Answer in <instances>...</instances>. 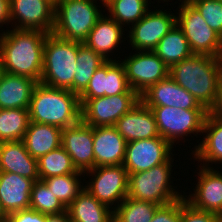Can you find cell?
<instances>
[{"instance_id": "24", "label": "cell", "mask_w": 222, "mask_h": 222, "mask_svg": "<svg viewBox=\"0 0 222 222\" xmlns=\"http://www.w3.org/2000/svg\"><path fill=\"white\" fill-rule=\"evenodd\" d=\"M122 28L124 27L111 17L102 15L90 30L87 39L83 43L100 54L105 60H112L109 58V52L112 53L121 42L124 32Z\"/></svg>"}, {"instance_id": "34", "label": "cell", "mask_w": 222, "mask_h": 222, "mask_svg": "<svg viewBox=\"0 0 222 222\" xmlns=\"http://www.w3.org/2000/svg\"><path fill=\"white\" fill-rule=\"evenodd\" d=\"M84 173L66 174L43 179L42 181L54 193L55 197L67 208L84 190L78 176Z\"/></svg>"}, {"instance_id": "46", "label": "cell", "mask_w": 222, "mask_h": 222, "mask_svg": "<svg viewBox=\"0 0 222 222\" xmlns=\"http://www.w3.org/2000/svg\"><path fill=\"white\" fill-rule=\"evenodd\" d=\"M0 222H11L10 219L7 217L5 220L0 221Z\"/></svg>"}, {"instance_id": "43", "label": "cell", "mask_w": 222, "mask_h": 222, "mask_svg": "<svg viewBox=\"0 0 222 222\" xmlns=\"http://www.w3.org/2000/svg\"><path fill=\"white\" fill-rule=\"evenodd\" d=\"M8 216L6 215V213L3 211L1 205H0V221H3L7 218Z\"/></svg>"}, {"instance_id": "8", "label": "cell", "mask_w": 222, "mask_h": 222, "mask_svg": "<svg viewBox=\"0 0 222 222\" xmlns=\"http://www.w3.org/2000/svg\"><path fill=\"white\" fill-rule=\"evenodd\" d=\"M79 100L81 120L92 127H106L114 126L119 118L135 107L140 101V96L136 92H125Z\"/></svg>"}, {"instance_id": "1", "label": "cell", "mask_w": 222, "mask_h": 222, "mask_svg": "<svg viewBox=\"0 0 222 222\" xmlns=\"http://www.w3.org/2000/svg\"><path fill=\"white\" fill-rule=\"evenodd\" d=\"M47 33L15 29L0 33V56L4 72L40 82Z\"/></svg>"}, {"instance_id": "21", "label": "cell", "mask_w": 222, "mask_h": 222, "mask_svg": "<svg viewBox=\"0 0 222 222\" xmlns=\"http://www.w3.org/2000/svg\"><path fill=\"white\" fill-rule=\"evenodd\" d=\"M34 181L21 175L0 172V205L10 213L30 208V195Z\"/></svg>"}, {"instance_id": "5", "label": "cell", "mask_w": 222, "mask_h": 222, "mask_svg": "<svg viewBox=\"0 0 222 222\" xmlns=\"http://www.w3.org/2000/svg\"><path fill=\"white\" fill-rule=\"evenodd\" d=\"M95 3L96 0H58L52 33L65 40L83 43L103 15Z\"/></svg>"}, {"instance_id": "32", "label": "cell", "mask_w": 222, "mask_h": 222, "mask_svg": "<svg viewBox=\"0 0 222 222\" xmlns=\"http://www.w3.org/2000/svg\"><path fill=\"white\" fill-rule=\"evenodd\" d=\"M74 173L84 172L76 169L71 157L62 146L38 159V174L41 181L50 177Z\"/></svg>"}, {"instance_id": "9", "label": "cell", "mask_w": 222, "mask_h": 222, "mask_svg": "<svg viewBox=\"0 0 222 222\" xmlns=\"http://www.w3.org/2000/svg\"><path fill=\"white\" fill-rule=\"evenodd\" d=\"M148 108L153 112L160 136L172 146L176 139H182L190 133H203V125L209 113L206 109H181L169 106Z\"/></svg>"}, {"instance_id": "33", "label": "cell", "mask_w": 222, "mask_h": 222, "mask_svg": "<svg viewBox=\"0 0 222 222\" xmlns=\"http://www.w3.org/2000/svg\"><path fill=\"white\" fill-rule=\"evenodd\" d=\"M159 205L126 198L118 207L113 209V222H151Z\"/></svg>"}, {"instance_id": "6", "label": "cell", "mask_w": 222, "mask_h": 222, "mask_svg": "<svg viewBox=\"0 0 222 222\" xmlns=\"http://www.w3.org/2000/svg\"><path fill=\"white\" fill-rule=\"evenodd\" d=\"M172 157L153 168L128 174V198L153 202L159 206L184 198L171 184ZM180 193V194H179Z\"/></svg>"}, {"instance_id": "44", "label": "cell", "mask_w": 222, "mask_h": 222, "mask_svg": "<svg viewBox=\"0 0 222 222\" xmlns=\"http://www.w3.org/2000/svg\"><path fill=\"white\" fill-rule=\"evenodd\" d=\"M3 73H4V69H3L2 59L0 56V78L2 77Z\"/></svg>"}, {"instance_id": "47", "label": "cell", "mask_w": 222, "mask_h": 222, "mask_svg": "<svg viewBox=\"0 0 222 222\" xmlns=\"http://www.w3.org/2000/svg\"><path fill=\"white\" fill-rule=\"evenodd\" d=\"M102 2V4L104 5V2H106L107 0H100Z\"/></svg>"}, {"instance_id": "12", "label": "cell", "mask_w": 222, "mask_h": 222, "mask_svg": "<svg viewBox=\"0 0 222 222\" xmlns=\"http://www.w3.org/2000/svg\"><path fill=\"white\" fill-rule=\"evenodd\" d=\"M172 147L161 136L128 142L122 165L128 174L149 170L166 163L173 156Z\"/></svg>"}, {"instance_id": "4", "label": "cell", "mask_w": 222, "mask_h": 222, "mask_svg": "<svg viewBox=\"0 0 222 222\" xmlns=\"http://www.w3.org/2000/svg\"><path fill=\"white\" fill-rule=\"evenodd\" d=\"M78 41L65 40L47 34L43 50L40 83L73 93V79L77 68Z\"/></svg>"}, {"instance_id": "45", "label": "cell", "mask_w": 222, "mask_h": 222, "mask_svg": "<svg viewBox=\"0 0 222 222\" xmlns=\"http://www.w3.org/2000/svg\"><path fill=\"white\" fill-rule=\"evenodd\" d=\"M48 1H50L54 6H56L58 0H48Z\"/></svg>"}, {"instance_id": "14", "label": "cell", "mask_w": 222, "mask_h": 222, "mask_svg": "<svg viewBox=\"0 0 222 222\" xmlns=\"http://www.w3.org/2000/svg\"><path fill=\"white\" fill-rule=\"evenodd\" d=\"M10 17L15 29L50 34L55 24V6L48 0H10Z\"/></svg>"}, {"instance_id": "3", "label": "cell", "mask_w": 222, "mask_h": 222, "mask_svg": "<svg viewBox=\"0 0 222 222\" xmlns=\"http://www.w3.org/2000/svg\"><path fill=\"white\" fill-rule=\"evenodd\" d=\"M28 110L31 122L54 125L61 129L81 120V104L77 94L40 82L33 89Z\"/></svg>"}, {"instance_id": "2", "label": "cell", "mask_w": 222, "mask_h": 222, "mask_svg": "<svg viewBox=\"0 0 222 222\" xmlns=\"http://www.w3.org/2000/svg\"><path fill=\"white\" fill-rule=\"evenodd\" d=\"M169 76L191 93L207 111H210L218 97L222 78V58L193 54L172 65Z\"/></svg>"}, {"instance_id": "39", "label": "cell", "mask_w": 222, "mask_h": 222, "mask_svg": "<svg viewBox=\"0 0 222 222\" xmlns=\"http://www.w3.org/2000/svg\"><path fill=\"white\" fill-rule=\"evenodd\" d=\"M11 222H46V214L28 208L12 212L8 215Z\"/></svg>"}, {"instance_id": "35", "label": "cell", "mask_w": 222, "mask_h": 222, "mask_svg": "<svg viewBox=\"0 0 222 222\" xmlns=\"http://www.w3.org/2000/svg\"><path fill=\"white\" fill-rule=\"evenodd\" d=\"M30 208L46 215H57L67 211V208L41 180L33 183Z\"/></svg>"}, {"instance_id": "10", "label": "cell", "mask_w": 222, "mask_h": 222, "mask_svg": "<svg viewBox=\"0 0 222 222\" xmlns=\"http://www.w3.org/2000/svg\"><path fill=\"white\" fill-rule=\"evenodd\" d=\"M84 173L94 177L84 189L102 204L118 203V207L127 198L128 173L123 165L94 167Z\"/></svg>"}, {"instance_id": "26", "label": "cell", "mask_w": 222, "mask_h": 222, "mask_svg": "<svg viewBox=\"0 0 222 222\" xmlns=\"http://www.w3.org/2000/svg\"><path fill=\"white\" fill-rule=\"evenodd\" d=\"M202 132L207 135L192 151L195 160L203 161V167H208L213 162L222 163V119L208 113Z\"/></svg>"}, {"instance_id": "17", "label": "cell", "mask_w": 222, "mask_h": 222, "mask_svg": "<svg viewBox=\"0 0 222 222\" xmlns=\"http://www.w3.org/2000/svg\"><path fill=\"white\" fill-rule=\"evenodd\" d=\"M201 166L194 194L184 196L192 207L222 216V172ZM186 197V198H185Z\"/></svg>"}, {"instance_id": "31", "label": "cell", "mask_w": 222, "mask_h": 222, "mask_svg": "<svg viewBox=\"0 0 222 222\" xmlns=\"http://www.w3.org/2000/svg\"><path fill=\"white\" fill-rule=\"evenodd\" d=\"M148 0H107L104 7L109 11V17L122 27L134 25L149 11Z\"/></svg>"}, {"instance_id": "19", "label": "cell", "mask_w": 222, "mask_h": 222, "mask_svg": "<svg viewBox=\"0 0 222 222\" xmlns=\"http://www.w3.org/2000/svg\"><path fill=\"white\" fill-rule=\"evenodd\" d=\"M126 144L114 126L93 127L94 167L122 165Z\"/></svg>"}, {"instance_id": "25", "label": "cell", "mask_w": 222, "mask_h": 222, "mask_svg": "<svg viewBox=\"0 0 222 222\" xmlns=\"http://www.w3.org/2000/svg\"><path fill=\"white\" fill-rule=\"evenodd\" d=\"M28 153L35 159L61 146L62 129L47 124L31 122L22 139Z\"/></svg>"}, {"instance_id": "30", "label": "cell", "mask_w": 222, "mask_h": 222, "mask_svg": "<svg viewBox=\"0 0 222 222\" xmlns=\"http://www.w3.org/2000/svg\"><path fill=\"white\" fill-rule=\"evenodd\" d=\"M29 124L28 109H0V143L22 140Z\"/></svg>"}, {"instance_id": "40", "label": "cell", "mask_w": 222, "mask_h": 222, "mask_svg": "<svg viewBox=\"0 0 222 222\" xmlns=\"http://www.w3.org/2000/svg\"><path fill=\"white\" fill-rule=\"evenodd\" d=\"M10 22V0H0V27L4 24L6 25V23L9 24Z\"/></svg>"}, {"instance_id": "18", "label": "cell", "mask_w": 222, "mask_h": 222, "mask_svg": "<svg viewBox=\"0 0 222 222\" xmlns=\"http://www.w3.org/2000/svg\"><path fill=\"white\" fill-rule=\"evenodd\" d=\"M147 107L169 106L181 109H205L196 98L170 76L149 87L140 95Z\"/></svg>"}, {"instance_id": "36", "label": "cell", "mask_w": 222, "mask_h": 222, "mask_svg": "<svg viewBox=\"0 0 222 222\" xmlns=\"http://www.w3.org/2000/svg\"><path fill=\"white\" fill-rule=\"evenodd\" d=\"M207 25L222 37V1L190 0Z\"/></svg>"}, {"instance_id": "41", "label": "cell", "mask_w": 222, "mask_h": 222, "mask_svg": "<svg viewBox=\"0 0 222 222\" xmlns=\"http://www.w3.org/2000/svg\"><path fill=\"white\" fill-rule=\"evenodd\" d=\"M209 113L215 117L222 119V78L219 85L218 97L214 107Z\"/></svg>"}, {"instance_id": "28", "label": "cell", "mask_w": 222, "mask_h": 222, "mask_svg": "<svg viewBox=\"0 0 222 222\" xmlns=\"http://www.w3.org/2000/svg\"><path fill=\"white\" fill-rule=\"evenodd\" d=\"M153 52L168 68L194 54L177 24L159 41Z\"/></svg>"}, {"instance_id": "38", "label": "cell", "mask_w": 222, "mask_h": 222, "mask_svg": "<svg viewBox=\"0 0 222 222\" xmlns=\"http://www.w3.org/2000/svg\"><path fill=\"white\" fill-rule=\"evenodd\" d=\"M181 199L161 205L156 209L151 222H180Z\"/></svg>"}, {"instance_id": "16", "label": "cell", "mask_w": 222, "mask_h": 222, "mask_svg": "<svg viewBox=\"0 0 222 222\" xmlns=\"http://www.w3.org/2000/svg\"><path fill=\"white\" fill-rule=\"evenodd\" d=\"M61 146L78 171L86 172L94 168L92 126L80 120L75 125L62 129Z\"/></svg>"}, {"instance_id": "15", "label": "cell", "mask_w": 222, "mask_h": 222, "mask_svg": "<svg viewBox=\"0 0 222 222\" xmlns=\"http://www.w3.org/2000/svg\"><path fill=\"white\" fill-rule=\"evenodd\" d=\"M125 92H135L126 78L124 65L120 60H108L100 66L90 79L79 98L113 96Z\"/></svg>"}, {"instance_id": "42", "label": "cell", "mask_w": 222, "mask_h": 222, "mask_svg": "<svg viewBox=\"0 0 222 222\" xmlns=\"http://www.w3.org/2000/svg\"><path fill=\"white\" fill-rule=\"evenodd\" d=\"M46 222H71L68 212L57 215H46Z\"/></svg>"}, {"instance_id": "23", "label": "cell", "mask_w": 222, "mask_h": 222, "mask_svg": "<svg viewBox=\"0 0 222 222\" xmlns=\"http://www.w3.org/2000/svg\"><path fill=\"white\" fill-rule=\"evenodd\" d=\"M37 83L32 78L4 72L0 78V109H29Z\"/></svg>"}, {"instance_id": "7", "label": "cell", "mask_w": 222, "mask_h": 222, "mask_svg": "<svg viewBox=\"0 0 222 222\" xmlns=\"http://www.w3.org/2000/svg\"><path fill=\"white\" fill-rule=\"evenodd\" d=\"M179 9L176 24L183 31L191 51L222 58V37L207 25L190 2H182Z\"/></svg>"}, {"instance_id": "29", "label": "cell", "mask_w": 222, "mask_h": 222, "mask_svg": "<svg viewBox=\"0 0 222 222\" xmlns=\"http://www.w3.org/2000/svg\"><path fill=\"white\" fill-rule=\"evenodd\" d=\"M105 60L100 54L78 42L77 68L73 79V93L78 96L86 89L94 72L102 66Z\"/></svg>"}, {"instance_id": "37", "label": "cell", "mask_w": 222, "mask_h": 222, "mask_svg": "<svg viewBox=\"0 0 222 222\" xmlns=\"http://www.w3.org/2000/svg\"><path fill=\"white\" fill-rule=\"evenodd\" d=\"M180 222H221V217L211 212L196 209L184 198H181Z\"/></svg>"}, {"instance_id": "13", "label": "cell", "mask_w": 222, "mask_h": 222, "mask_svg": "<svg viewBox=\"0 0 222 222\" xmlns=\"http://www.w3.org/2000/svg\"><path fill=\"white\" fill-rule=\"evenodd\" d=\"M163 9L148 11L136 24L129 27L132 50L153 51L159 41L176 25V16Z\"/></svg>"}, {"instance_id": "22", "label": "cell", "mask_w": 222, "mask_h": 222, "mask_svg": "<svg viewBox=\"0 0 222 222\" xmlns=\"http://www.w3.org/2000/svg\"><path fill=\"white\" fill-rule=\"evenodd\" d=\"M0 172H9L39 181L38 160L25 148L22 140L0 143Z\"/></svg>"}, {"instance_id": "27", "label": "cell", "mask_w": 222, "mask_h": 222, "mask_svg": "<svg viewBox=\"0 0 222 222\" xmlns=\"http://www.w3.org/2000/svg\"><path fill=\"white\" fill-rule=\"evenodd\" d=\"M112 209L84 189L67 207V212L71 222H113Z\"/></svg>"}, {"instance_id": "11", "label": "cell", "mask_w": 222, "mask_h": 222, "mask_svg": "<svg viewBox=\"0 0 222 222\" xmlns=\"http://www.w3.org/2000/svg\"><path fill=\"white\" fill-rule=\"evenodd\" d=\"M120 62L131 89L139 96L169 76L168 66L153 51H139Z\"/></svg>"}, {"instance_id": "20", "label": "cell", "mask_w": 222, "mask_h": 222, "mask_svg": "<svg viewBox=\"0 0 222 222\" xmlns=\"http://www.w3.org/2000/svg\"><path fill=\"white\" fill-rule=\"evenodd\" d=\"M114 127L127 143L160 136L153 112L141 101L119 118Z\"/></svg>"}]
</instances>
